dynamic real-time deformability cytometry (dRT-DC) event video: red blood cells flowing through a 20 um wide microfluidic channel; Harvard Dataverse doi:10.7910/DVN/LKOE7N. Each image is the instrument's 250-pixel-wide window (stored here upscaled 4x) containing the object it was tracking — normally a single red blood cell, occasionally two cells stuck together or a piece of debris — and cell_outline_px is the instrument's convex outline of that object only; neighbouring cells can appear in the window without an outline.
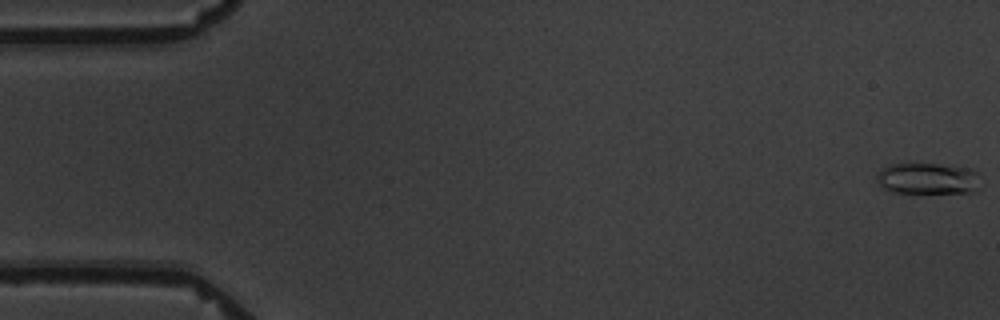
{"species": "common noctule bat (a hibernating species)", "species_latin": "Nyctalus noctula", "temperature_condition": "warm", "stored_images_in_passage": 8, "camera_frame_rate_fps": 3000, "um_per_image_px": 0.085, "animal": {"sex": "male", "body_mass_g": 19.5, "forearm_length_mm": 54.6}, "frame": {"image": 1, "passage_image": 1, "time_ms": 0.0, "image_size_px": [1000, 320], "cell_outline_px": [[980, 188], [976, 192], [892, 192], [884, 188], [876, 180], [876, 172], [880, 168], [888, 164], [956, 164], [972, 168], [980, 172]], "centroid_in_image_um": [78.93, 15.14], "position_along_channel_um": 6.1, "area_um2": 19.54}}
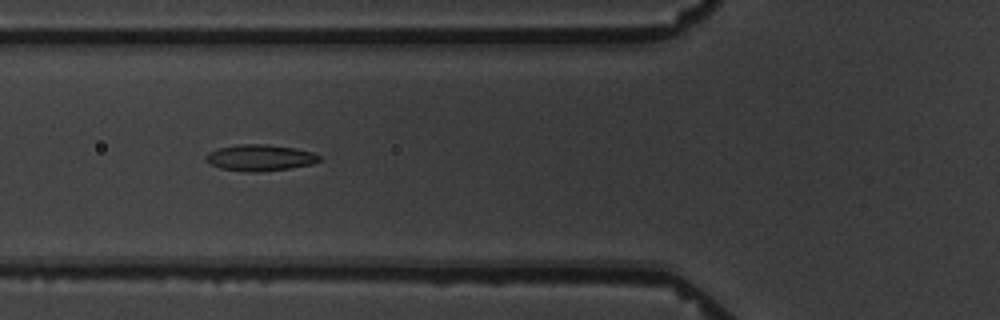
{"frame": {"image": 2, "passage_image": 7, "time_ms": 7.0, "image_size_px": [1000, 320], "cell_outline_px": [[320, 160], [312, 164], [288, 168], [260, 172], [248, 172], [220, 168], [208, 164], [204, 160], [204, 156], [208, 152], [216, 148], [236, 144], [268, 144], [296, 148], [312, 152], [320, 156]], "centroid_in_image_um": [22.03, 13.4], "position_along_channel_um": 103.8, "area_um2": 17.63}}
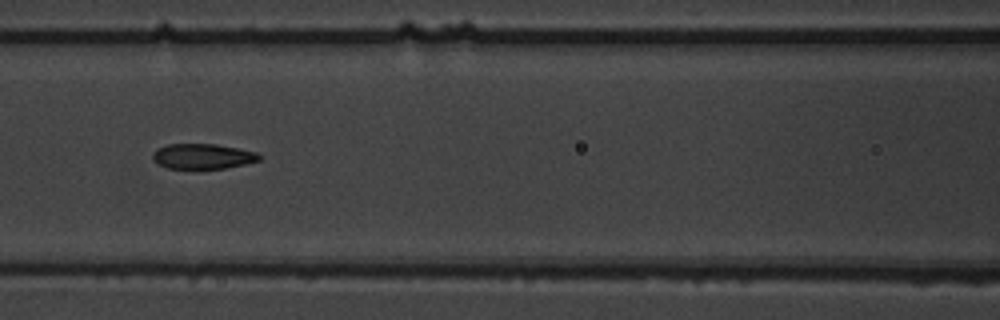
{"frame": {"image": 3, "passage_image": 8, "time_ms": 8.333, "image_size_px": [1000, 320], "cell_outline_px": [[260, 160], [244, 164], [224, 168], [168, 168], [152, 160], [152, 152], [156, 148], [168, 144], [216, 144], [256, 152], [260, 156]], "centroid_in_image_um": [17.18, 13.27], "position_along_channel_um": 149.4, "area_um2": 15.49}}